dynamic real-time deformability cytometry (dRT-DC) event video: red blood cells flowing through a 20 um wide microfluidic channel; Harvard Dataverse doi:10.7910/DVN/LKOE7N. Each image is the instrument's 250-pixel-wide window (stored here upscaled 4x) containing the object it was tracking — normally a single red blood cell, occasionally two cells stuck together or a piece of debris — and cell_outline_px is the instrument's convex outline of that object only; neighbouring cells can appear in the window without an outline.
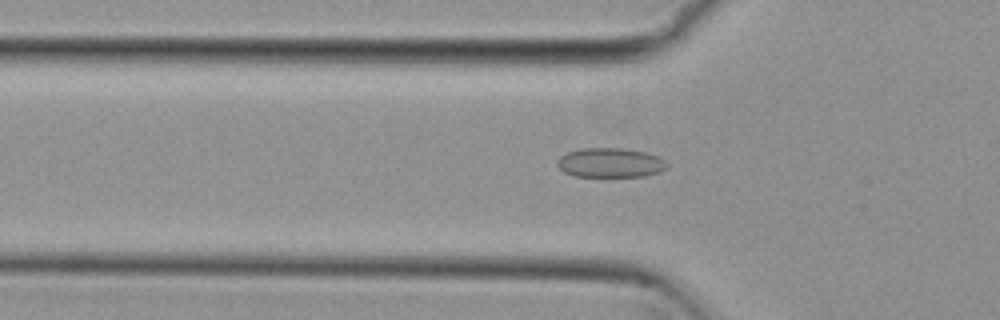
{"species": "common noctule bat (a hibernating species)", "species_latin": "Nyctalus noctula", "temperature_condition": "cold", "stored_images_in_passage": 54, "camera_frame_rate_fps": 3000, "um_per_image_px": 0.085, "animal": {"sex": "female", "body_mass_g": 29.2, "forearm_length_mm": 56.3}, "frame": {"image": 1, "passage_image": 18, "time_ms": 5.667, "image_size_px": [1000, 320], "cell_outline_px": [[668, 168], [660, 172], [644, 176], [576, 176], [564, 172], [556, 164], [556, 160], [560, 156], [568, 152], [580, 148], [624, 148], [644, 152], [656, 156], [664, 160], [668, 164]], "centroid_in_image_um": [51.87, 13.83], "position_along_channel_um": 73.9, "area_um2": 18.84}}
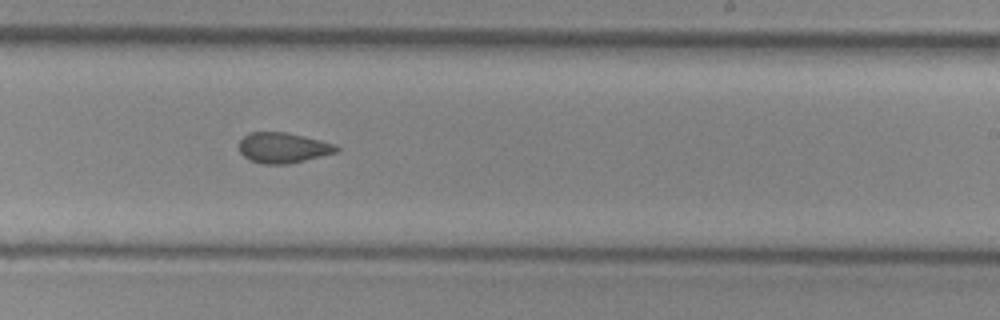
{"frame": {"image": 2, "passage_image": 33, "time_ms": 10.667, "image_size_px": [1000, 320], "cell_outline_px": [[340, 148], [336, 152], [288, 164], [264, 164], [248, 160], [240, 152], [240, 140], [248, 132], [284, 132], [304, 136], [336, 144]], "centroid_in_image_um": [24.04, 12.56], "position_along_channel_um": 265.0, "area_um2": 17.17}}
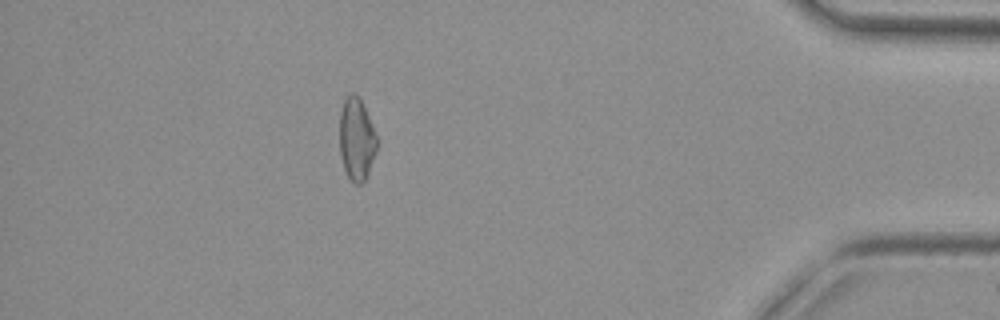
{"frame": {"image": 3, "passage_image": 48, "time_ms": 15.667, "image_size_px": [1000, 320], "cell_outline_px": [[376, 152], [368, 172], [364, 180], [360, 184], [356, 184], [348, 176], [344, 168], [340, 156], [340, 112], [344, 100], [352, 92], [360, 100], [368, 116], [376, 136]], "centroid_in_image_um": [30.29, 11.85], "position_along_channel_um": 404.9, "area_um2": 17.4}, "authors_computed_cell_mechanics": {"area_um2": 18.496, "velocity_mm_per_s": 3.8176, "shape_relaxation_time_tau1_ms": null, "shape_relaxation_time_tau2_ms": 2.9025, "deformation_change_tau1": null, "deformation_change_tau2": 0.0778}}